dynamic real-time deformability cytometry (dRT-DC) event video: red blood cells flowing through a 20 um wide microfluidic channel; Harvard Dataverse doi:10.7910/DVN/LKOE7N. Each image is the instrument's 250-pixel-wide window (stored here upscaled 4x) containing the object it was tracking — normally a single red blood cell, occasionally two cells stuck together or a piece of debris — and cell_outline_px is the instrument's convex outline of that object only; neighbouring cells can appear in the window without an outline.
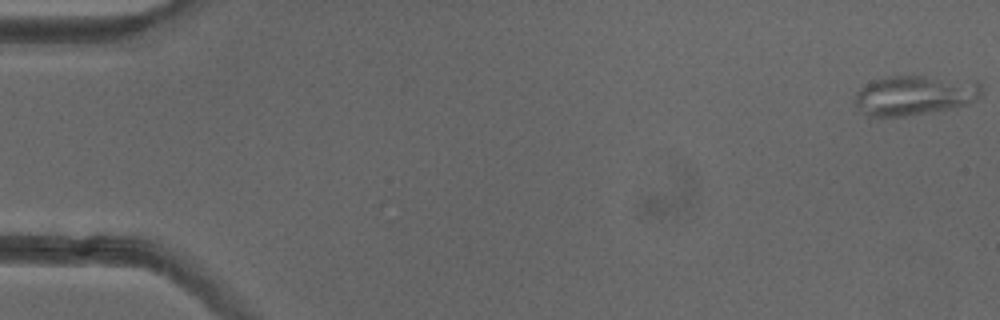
{"species": "common noctule bat (a hibernating species)", "species_latin": "Nyctalus noctula", "temperature_condition": "cold", "stored_images_in_passage": 52, "camera_frame_rate_fps": 3000, "um_per_image_px": 0.085, "animal": {"sex": "female"}, "frame": {"image": 1, "passage_image": 1, "time_ms": 0.0, "image_size_px": [1000, 320], "cell_outline_px": [[984, 92], [976, 100], [968, 104], [948, 108], [904, 116], [868, 116], [856, 104], [856, 92], [864, 84], [888, 76], [924, 76], [976, 80], [980, 84]], "centroid_in_image_um": [77.79, 8.07], "position_along_channel_um": 7.2, "area_um2": 29.13}}
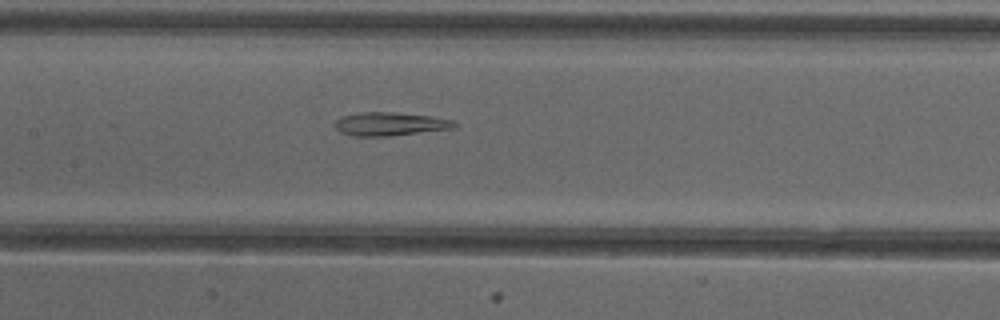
{"frame": {"image": 2, "passage_image": 25, "time_ms": 8.0, "image_size_px": [1000, 320], "cell_outline_px": [[460, 128], [388, 136], [352, 136], [340, 132], [332, 124], [340, 116], [360, 112], [392, 112], [432, 116], [452, 120], [460, 124]], "centroid_in_image_um": [33.19, 10.54], "position_along_channel_um": 174.2, "area_um2": 16.7}}
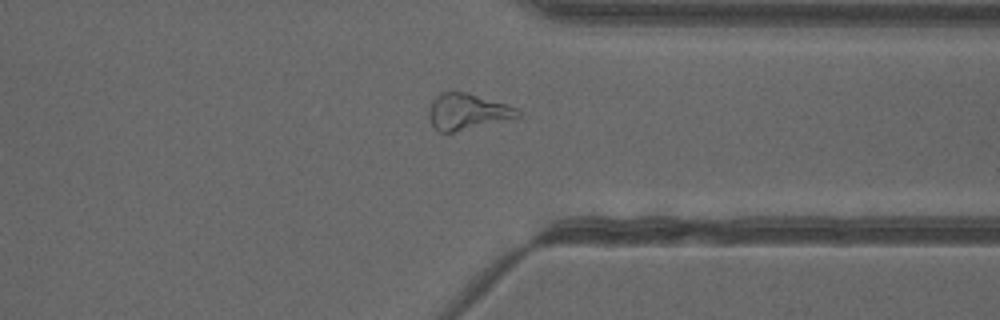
{"frame": {"image": 3, "passage_image": 40, "time_ms": 13.0, "image_size_px": [1000, 320], "cell_outline_px": [[520, 116], [452, 132], [440, 132], [428, 120], [428, 108], [432, 100], [440, 92], [464, 92], [504, 104], [516, 108], [520, 112]], "centroid_in_image_um": [39.63, 9.48], "position_along_channel_um": 371.8, "area_um2": 18.09}, "authors_computed_cell_mechanics": {"area_um2": 19.941, "velocity_mm_per_s": 3.9924, "shape_relaxation_time_tau1_ms": null, "shape_relaxation_time_tau2_ms": 5.5773, "deformation_change_tau1": null, "deformation_change_tau2": 0.1597}}